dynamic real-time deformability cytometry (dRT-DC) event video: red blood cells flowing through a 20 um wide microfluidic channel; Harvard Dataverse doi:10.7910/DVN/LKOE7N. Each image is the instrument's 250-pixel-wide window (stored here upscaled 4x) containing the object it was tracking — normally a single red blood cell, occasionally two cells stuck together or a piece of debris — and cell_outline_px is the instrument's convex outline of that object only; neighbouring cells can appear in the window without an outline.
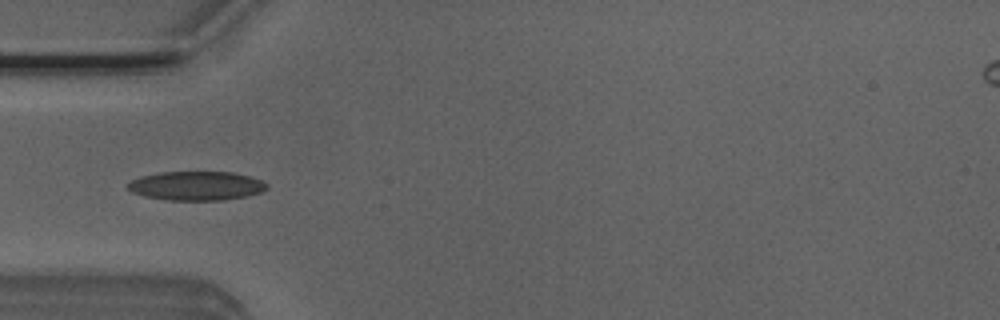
{"species": "Egyptian fruit bat (a non-hibernating species)", "species_latin": "Rousettus aegyptiacus", "temperature_condition": "room temperature", "stored_images_in_passage": 7, "camera_frame_rate_fps": 3000, "um_per_image_px": 0.085, "animal": {"sex": "male"}, "frame": {"image": 1, "passage_image": 4, "time_ms": 1.0, "image_size_px": [1000, 320], "cell_outline_px": [[268, 188], [260, 192], [248, 196], [224, 200], [164, 200], [144, 196], [132, 192], [128, 188], [128, 184], [132, 180], [140, 176], [160, 172], [232, 172], [252, 176], [268, 184]], "centroid_in_image_um": [16.71, 15.79], "position_along_channel_um": 68.3, "area_um2": 23.64}}
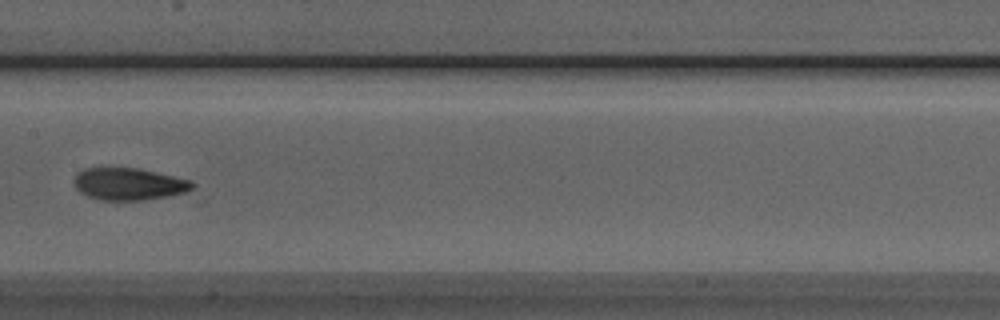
{"frame": {"image": 2, "passage_image": 7, "time_ms": 2.0, "image_size_px": [1000, 320], "cell_outline_px": [[196, 184], [192, 188], [184, 192], [144, 200], [100, 200], [88, 196], [80, 192], [76, 188], [76, 172], [84, 168], [100, 164], [140, 168], [192, 180]], "centroid_in_image_um": [10.9, 15.58], "position_along_channel_um": 196.5, "area_um2": 22.83}}